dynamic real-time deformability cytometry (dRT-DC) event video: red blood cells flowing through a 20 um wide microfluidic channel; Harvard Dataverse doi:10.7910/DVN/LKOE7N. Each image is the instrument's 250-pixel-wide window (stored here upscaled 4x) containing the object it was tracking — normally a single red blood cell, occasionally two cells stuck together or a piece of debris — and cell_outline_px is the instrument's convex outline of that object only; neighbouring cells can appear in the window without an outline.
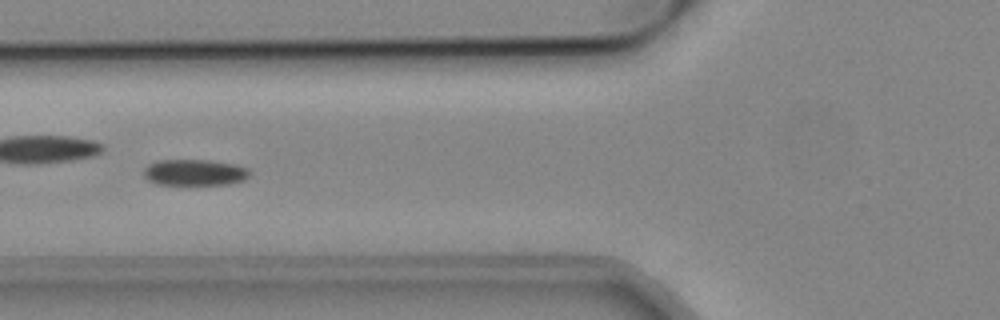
{"species": "common noctule bat (a hibernating species)", "species_latin": "Nyctalus noctula", "temperature_condition": "cold", "stored_images_in_passage": 39, "camera_frame_rate_fps": 3000, "um_per_image_px": 0.085, "animal": {"sex": "male", "body_mass_g": 19.2, "forearm_length_mm": 51.8}, "frame": {"image": 1, "passage_image": 6, "time_ms": 1.667, "image_size_px": [1000, 320], "cell_outline_px": [[248, 176], [244, 180], [228, 184], [156, 184], [148, 180], [144, 176], [144, 168], [148, 164], [156, 160], [208, 160], [232, 164], [248, 168]], "centroid_in_image_um": [16.49, 14.65], "position_along_channel_um": 109.3, "area_um2": 16.01}}
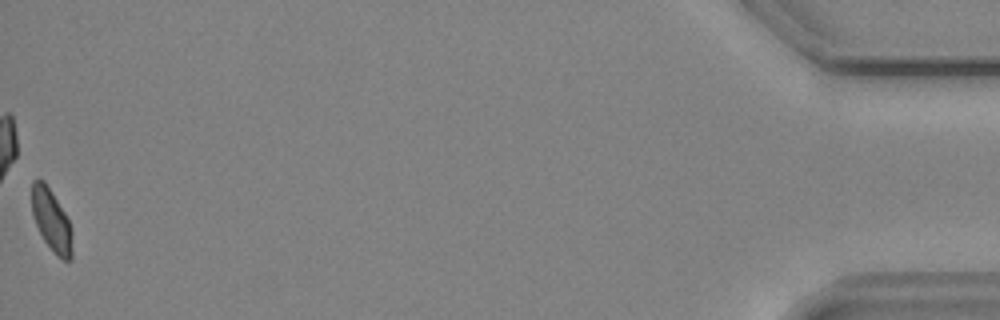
{"frame": {"image": 2, "passage_image": 39, "time_ms": 12.667, "image_size_px": [1000, 320], "cell_outline_px": [[72, 260], [64, 260], [56, 256], [44, 240], [36, 224], [32, 212], [32, 180], [44, 180], [64, 212], [68, 220], [72, 232]], "centroid_in_image_um": [4.38, 18.76], "position_along_channel_um": 430.8, "area_um2": 14.45}, "authors_computed_cell_mechanics": {"area_um2": 16.0106, "velocity_mm_per_s": 3.8287, "shape_relaxation_time_tau1_ms": 6.7074, "shape_relaxation_time_tau2_ms": null, "deformation_change_tau1": 0.1164, "deformation_change_tau2": null}}